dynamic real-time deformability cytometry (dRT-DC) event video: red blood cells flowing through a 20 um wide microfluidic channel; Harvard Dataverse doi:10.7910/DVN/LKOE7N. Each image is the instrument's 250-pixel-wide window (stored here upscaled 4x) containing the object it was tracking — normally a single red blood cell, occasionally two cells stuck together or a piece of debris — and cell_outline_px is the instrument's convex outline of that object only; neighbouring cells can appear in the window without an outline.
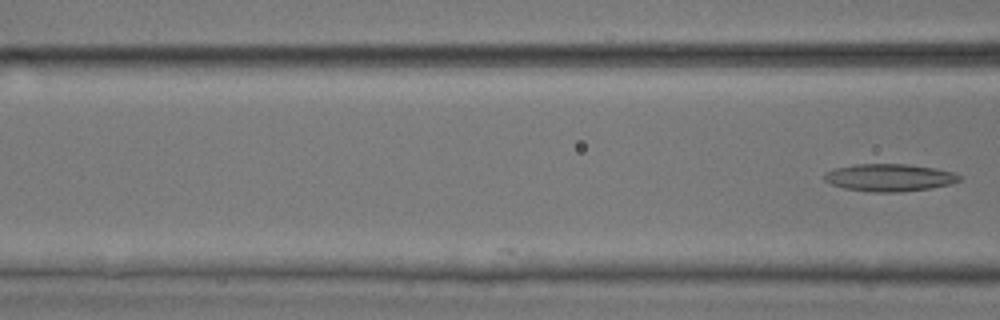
{"species": "common noctule bat (a hibernating species)", "species_latin": "Nyctalus noctula", "temperature_condition": "room temperature", "stored_images_in_passage": 4, "camera_frame_rate_fps": 3000, "um_per_image_px": 0.085, "animal": {"sex": "male", "body_mass_g": 17.9, "forearm_length_mm": 54.2}, "frame": {"image": 1, "passage_image": 4, "time_ms": 1.0, "image_size_px": [1000, 320], "cell_outline_px": [[964, 180], [952, 184], [932, 188], [900, 192], [872, 192], [844, 188], [832, 184], [824, 180], [824, 172], [836, 168], [856, 164], [908, 164], [936, 168], [956, 172], [964, 176]], "centroid_in_image_um": [75.7, 15.09], "position_along_channel_um": 90.9, "area_um2": 21.96}}